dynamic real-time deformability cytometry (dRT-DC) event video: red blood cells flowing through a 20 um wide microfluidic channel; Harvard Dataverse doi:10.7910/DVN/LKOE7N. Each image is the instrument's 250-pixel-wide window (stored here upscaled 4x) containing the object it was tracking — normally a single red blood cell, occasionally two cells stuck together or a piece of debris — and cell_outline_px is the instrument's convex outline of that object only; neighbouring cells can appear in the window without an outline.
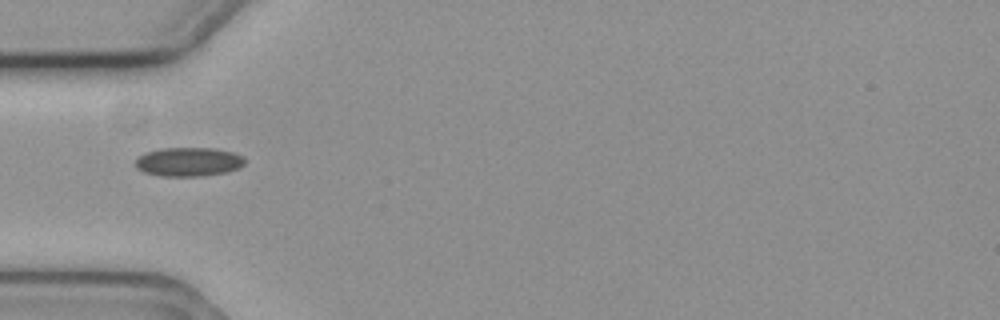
{"species": "common noctule bat (a hibernating species)", "species_latin": "Nyctalus noctula", "temperature_condition": "cold", "stored_images_in_passage": 3, "camera_frame_rate_fps": 3000, "um_per_image_px": 0.085, "animal": {"sex": "female", "body_mass_g": 19.3, "forearm_length_mm": 54.1}, "frame": {"image": 1, "passage_image": 1, "time_ms": 0.0, "image_size_px": [1000, 320], "cell_outline_px": [[244, 164], [228, 172], [200, 176], [160, 176], [144, 172], [136, 168], [136, 160], [144, 152], [160, 148], [216, 148], [232, 152], [244, 156]], "centroid_in_image_um": [16.01, 13.75], "position_along_channel_um": 69.0, "area_um2": 18.5}}
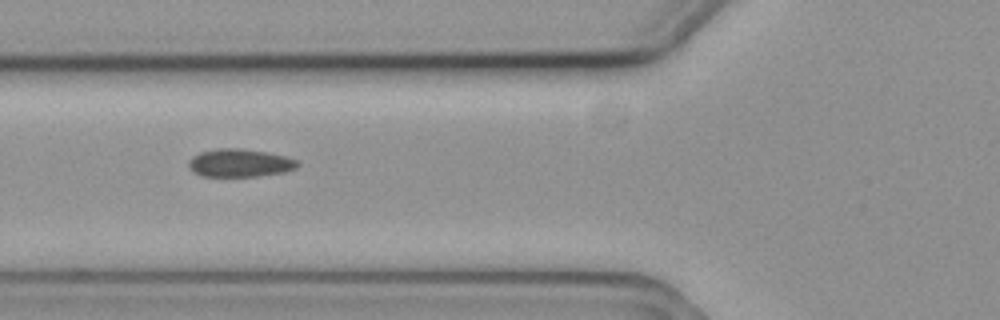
{"frame": {"image": 2, "passage_image": 2, "time_ms": 0.333, "image_size_px": [1000, 320], "cell_outline_px": [[300, 164], [296, 168], [284, 172], [256, 176], [200, 176], [192, 172], [188, 164], [188, 160], [192, 156], [200, 152], [220, 148], [240, 148], [268, 152], [284, 156], [296, 160]], "centroid_in_image_um": [20.35, 13.85], "position_along_channel_um": 105.5, "area_um2": 17.8}}